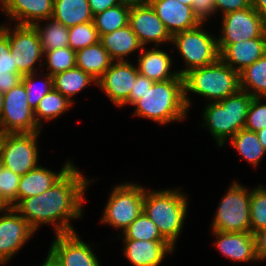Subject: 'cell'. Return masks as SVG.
<instances>
[{
    "label": "cell",
    "mask_w": 266,
    "mask_h": 266,
    "mask_svg": "<svg viewBox=\"0 0 266 266\" xmlns=\"http://www.w3.org/2000/svg\"><path fill=\"white\" fill-rule=\"evenodd\" d=\"M22 74H8L0 76V91L6 92L16 87L22 80Z\"/></svg>",
    "instance_id": "cell-46"
},
{
    "label": "cell",
    "mask_w": 266,
    "mask_h": 266,
    "mask_svg": "<svg viewBox=\"0 0 266 266\" xmlns=\"http://www.w3.org/2000/svg\"><path fill=\"white\" fill-rule=\"evenodd\" d=\"M27 98L22 82L4 92L0 134L41 132V128L35 121L34 110L30 107Z\"/></svg>",
    "instance_id": "cell-10"
},
{
    "label": "cell",
    "mask_w": 266,
    "mask_h": 266,
    "mask_svg": "<svg viewBox=\"0 0 266 266\" xmlns=\"http://www.w3.org/2000/svg\"><path fill=\"white\" fill-rule=\"evenodd\" d=\"M21 176L12 170L0 168V200L6 207L13 208L17 204L18 185Z\"/></svg>",
    "instance_id": "cell-38"
},
{
    "label": "cell",
    "mask_w": 266,
    "mask_h": 266,
    "mask_svg": "<svg viewBox=\"0 0 266 266\" xmlns=\"http://www.w3.org/2000/svg\"><path fill=\"white\" fill-rule=\"evenodd\" d=\"M138 56V71L140 74L153 80L154 82L170 79H183L177 71L171 72V56L156 48L148 49L144 47L140 50Z\"/></svg>",
    "instance_id": "cell-23"
},
{
    "label": "cell",
    "mask_w": 266,
    "mask_h": 266,
    "mask_svg": "<svg viewBox=\"0 0 266 266\" xmlns=\"http://www.w3.org/2000/svg\"><path fill=\"white\" fill-rule=\"evenodd\" d=\"M251 6L262 16L266 23V0H250Z\"/></svg>",
    "instance_id": "cell-47"
},
{
    "label": "cell",
    "mask_w": 266,
    "mask_h": 266,
    "mask_svg": "<svg viewBox=\"0 0 266 266\" xmlns=\"http://www.w3.org/2000/svg\"><path fill=\"white\" fill-rule=\"evenodd\" d=\"M133 106L136 107L135 116L148 118L159 124L184 120L188 112L184 100V79L154 82Z\"/></svg>",
    "instance_id": "cell-2"
},
{
    "label": "cell",
    "mask_w": 266,
    "mask_h": 266,
    "mask_svg": "<svg viewBox=\"0 0 266 266\" xmlns=\"http://www.w3.org/2000/svg\"><path fill=\"white\" fill-rule=\"evenodd\" d=\"M251 190L234 182L221 199L212 221V230L221 232H251Z\"/></svg>",
    "instance_id": "cell-7"
},
{
    "label": "cell",
    "mask_w": 266,
    "mask_h": 266,
    "mask_svg": "<svg viewBox=\"0 0 266 266\" xmlns=\"http://www.w3.org/2000/svg\"><path fill=\"white\" fill-rule=\"evenodd\" d=\"M222 32L218 44H235L259 36H266V23L251 6L222 15Z\"/></svg>",
    "instance_id": "cell-12"
},
{
    "label": "cell",
    "mask_w": 266,
    "mask_h": 266,
    "mask_svg": "<svg viewBox=\"0 0 266 266\" xmlns=\"http://www.w3.org/2000/svg\"><path fill=\"white\" fill-rule=\"evenodd\" d=\"M100 42L114 62L126 61L124 57L143 48L129 24L114 32L102 35Z\"/></svg>",
    "instance_id": "cell-24"
},
{
    "label": "cell",
    "mask_w": 266,
    "mask_h": 266,
    "mask_svg": "<svg viewBox=\"0 0 266 266\" xmlns=\"http://www.w3.org/2000/svg\"><path fill=\"white\" fill-rule=\"evenodd\" d=\"M3 103H4V92L0 91V116L3 110Z\"/></svg>",
    "instance_id": "cell-51"
},
{
    "label": "cell",
    "mask_w": 266,
    "mask_h": 266,
    "mask_svg": "<svg viewBox=\"0 0 266 266\" xmlns=\"http://www.w3.org/2000/svg\"><path fill=\"white\" fill-rule=\"evenodd\" d=\"M240 89L252 97H266V54L240 72ZM250 90V91H249Z\"/></svg>",
    "instance_id": "cell-28"
},
{
    "label": "cell",
    "mask_w": 266,
    "mask_h": 266,
    "mask_svg": "<svg viewBox=\"0 0 266 266\" xmlns=\"http://www.w3.org/2000/svg\"><path fill=\"white\" fill-rule=\"evenodd\" d=\"M1 166H2V160H1V156H0V168H1Z\"/></svg>",
    "instance_id": "cell-54"
},
{
    "label": "cell",
    "mask_w": 266,
    "mask_h": 266,
    "mask_svg": "<svg viewBox=\"0 0 266 266\" xmlns=\"http://www.w3.org/2000/svg\"><path fill=\"white\" fill-rule=\"evenodd\" d=\"M76 67L98 80L114 62L102 43H98L76 51Z\"/></svg>",
    "instance_id": "cell-25"
},
{
    "label": "cell",
    "mask_w": 266,
    "mask_h": 266,
    "mask_svg": "<svg viewBox=\"0 0 266 266\" xmlns=\"http://www.w3.org/2000/svg\"><path fill=\"white\" fill-rule=\"evenodd\" d=\"M1 10L17 25H31L52 18L54 0H0Z\"/></svg>",
    "instance_id": "cell-19"
},
{
    "label": "cell",
    "mask_w": 266,
    "mask_h": 266,
    "mask_svg": "<svg viewBox=\"0 0 266 266\" xmlns=\"http://www.w3.org/2000/svg\"><path fill=\"white\" fill-rule=\"evenodd\" d=\"M169 189H145L143 211L156 224L162 237L175 248L187 214V195Z\"/></svg>",
    "instance_id": "cell-3"
},
{
    "label": "cell",
    "mask_w": 266,
    "mask_h": 266,
    "mask_svg": "<svg viewBox=\"0 0 266 266\" xmlns=\"http://www.w3.org/2000/svg\"><path fill=\"white\" fill-rule=\"evenodd\" d=\"M130 7L119 4L93 15V23L101 37L128 25Z\"/></svg>",
    "instance_id": "cell-32"
},
{
    "label": "cell",
    "mask_w": 266,
    "mask_h": 266,
    "mask_svg": "<svg viewBox=\"0 0 266 266\" xmlns=\"http://www.w3.org/2000/svg\"><path fill=\"white\" fill-rule=\"evenodd\" d=\"M73 103L69 101L59 91L52 89L39 102L34 111L35 121L42 128V120H55L65 111H67Z\"/></svg>",
    "instance_id": "cell-31"
},
{
    "label": "cell",
    "mask_w": 266,
    "mask_h": 266,
    "mask_svg": "<svg viewBox=\"0 0 266 266\" xmlns=\"http://www.w3.org/2000/svg\"><path fill=\"white\" fill-rule=\"evenodd\" d=\"M92 15L119 5V0H88Z\"/></svg>",
    "instance_id": "cell-45"
},
{
    "label": "cell",
    "mask_w": 266,
    "mask_h": 266,
    "mask_svg": "<svg viewBox=\"0 0 266 266\" xmlns=\"http://www.w3.org/2000/svg\"><path fill=\"white\" fill-rule=\"evenodd\" d=\"M9 28V44L14 64L22 74L37 73L35 65L44 57L37 30L31 25H15Z\"/></svg>",
    "instance_id": "cell-11"
},
{
    "label": "cell",
    "mask_w": 266,
    "mask_h": 266,
    "mask_svg": "<svg viewBox=\"0 0 266 266\" xmlns=\"http://www.w3.org/2000/svg\"><path fill=\"white\" fill-rule=\"evenodd\" d=\"M251 233L266 227V187L259 185L251 190L250 199Z\"/></svg>",
    "instance_id": "cell-35"
},
{
    "label": "cell",
    "mask_w": 266,
    "mask_h": 266,
    "mask_svg": "<svg viewBox=\"0 0 266 266\" xmlns=\"http://www.w3.org/2000/svg\"><path fill=\"white\" fill-rule=\"evenodd\" d=\"M72 166V162L68 161L61 168V171L56 173L38 165L36 168L22 175L18 185L17 203L21 199L42 194L51 188Z\"/></svg>",
    "instance_id": "cell-22"
},
{
    "label": "cell",
    "mask_w": 266,
    "mask_h": 266,
    "mask_svg": "<svg viewBox=\"0 0 266 266\" xmlns=\"http://www.w3.org/2000/svg\"><path fill=\"white\" fill-rule=\"evenodd\" d=\"M8 74H21L14 64L9 44V27L0 25V76Z\"/></svg>",
    "instance_id": "cell-39"
},
{
    "label": "cell",
    "mask_w": 266,
    "mask_h": 266,
    "mask_svg": "<svg viewBox=\"0 0 266 266\" xmlns=\"http://www.w3.org/2000/svg\"><path fill=\"white\" fill-rule=\"evenodd\" d=\"M43 52L45 58H47V61L43 64L48 65L50 71L47 73L51 76L76 67V51L69 46Z\"/></svg>",
    "instance_id": "cell-34"
},
{
    "label": "cell",
    "mask_w": 266,
    "mask_h": 266,
    "mask_svg": "<svg viewBox=\"0 0 266 266\" xmlns=\"http://www.w3.org/2000/svg\"><path fill=\"white\" fill-rule=\"evenodd\" d=\"M52 18L68 28L93 21L88 0H54Z\"/></svg>",
    "instance_id": "cell-26"
},
{
    "label": "cell",
    "mask_w": 266,
    "mask_h": 266,
    "mask_svg": "<svg viewBox=\"0 0 266 266\" xmlns=\"http://www.w3.org/2000/svg\"><path fill=\"white\" fill-rule=\"evenodd\" d=\"M217 240L215 247L228 259L235 262L258 261L255 254V239L251 232H221L212 230Z\"/></svg>",
    "instance_id": "cell-20"
},
{
    "label": "cell",
    "mask_w": 266,
    "mask_h": 266,
    "mask_svg": "<svg viewBox=\"0 0 266 266\" xmlns=\"http://www.w3.org/2000/svg\"><path fill=\"white\" fill-rule=\"evenodd\" d=\"M47 20L43 28L39 22L33 25L38 32L43 51L68 47L69 28L53 18Z\"/></svg>",
    "instance_id": "cell-30"
},
{
    "label": "cell",
    "mask_w": 266,
    "mask_h": 266,
    "mask_svg": "<svg viewBox=\"0 0 266 266\" xmlns=\"http://www.w3.org/2000/svg\"><path fill=\"white\" fill-rule=\"evenodd\" d=\"M202 25L200 23L193 29L172 36L175 48L186 62V68L177 71L182 77L193 69L212 65L220 59L217 38L202 29Z\"/></svg>",
    "instance_id": "cell-6"
},
{
    "label": "cell",
    "mask_w": 266,
    "mask_h": 266,
    "mask_svg": "<svg viewBox=\"0 0 266 266\" xmlns=\"http://www.w3.org/2000/svg\"><path fill=\"white\" fill-rule=\"evenodd\" d=\"M178 2H181L184 5H188L192 7L193 0H177Z\"/></svg>",
    "instance_id": "cell-52"
},
{
    "label": "cell",
    "mask_w": 266,
    "mask_h": 266,
    "mask_svg": "<svg viewBox=\"0 0 266 266\" xmlns=\"http://www.w3.org/2000/svg\"><path fill=\"white\" fill-rule=\"evenodd\" d=\"M73 165L51 188L39 195L21 199L13 208L36 231L42 224H53L55 234L75 232L71 219L82 216L84 193L88 184Z\"/></svg>",
    "instance_id": "cell-1"
},
{
    "label": "cell",
    "mask_w": 266,
    "mask_h": 266,
    "mask_svg": "<svg viewBox=\"0 0 266 266\" xmlns=\"http://www.w3.org/2000/svg\"><path fill=\"white\" fill-rule=\"evenodd\" d=\"M149 4L171 36L193 29L200 24L194 16L192 7L177 0H150Z\"/></svg>",
    "instance_id": "cell-18"
},
{
    "label": "cell",
    "mask_w": 266,
    "mask_h": 266,
    "mask_svg": "<svg viewBox=\"0 0 266 266\" xmlns=\"http://www.w3.org/2000/svg\"><path fill=\"white\" fill-rule=\"evenodd\" d=\"M122 236L123 239L166 241L144 211L128 226Z\"/></svg>",
    "instance_id": "cell-33"
},
{
    "label": "cell",
    "mask_w": 266,
    "mask_h": 266,
    "mask_svg": "<svg viewBox=\"0 0 266 266\" xmlns=\"http://www.w3.org/2000/svg\"><path fill=\"white\" fill-rule=\"evenodd\" d=\"M154 84V81L147 78L146 76L138 73L137 78L134 82V86L131 88V93L129 98L121 105L122 107L126 104L133 105L137 100L142 98V95L150 89V87Z\"/></svg>",
    "instance_id": "cell-41"
},
{
    "label": "cell",
    "mask_w": 266,
    "mask_h": 266,
    "mask_svg": "<svg viewBox=\"0 0 266 266\" xmlns=\"http://www.w3.org/2000/svg\"><path fill=\"white\" fill-rule=\"evenodd\" d=\"M138 73V67L128 61L113 62L97 80V85L113 104L121 106L129 98Z\"/></svg>",
    "instance_id": "cell-14"
},
{
    "label": "cell",
    "mask_w": 266,
    "mask_h": 266,
    "mask_svg": "<svg viewBox=\"0 0 266 266\" xmlns=\"http://www.w3.org/2000/svg\"><path fill=\"white\" fill-rule=\"evenodd\" d=\"M184 100L187 109L191 105L188 92L219 102L240 90V73L221 59L212 65L196 68L183 76Z\"/></svg>",
    "instance_id": "cell-4"
},
{
    "label": "cell",
    "mask_w": 266,
    "mask_h": 266,
    "mask_svg": "<svg viewBox=\"0 0 266 266\" xmlns=\"http://www.w3.org/2000/svg\"><path fill=\"white\" fill-rule=\"evenodd\" d=\"M218 49L220 59L240 73L266 54V36L243 40L235 44H218Z\"/></svg>",
    "instance_id": "cell-17"
},
{
    "label": "cell",
    "mask_w": 266,
    "mask_h": 266,
    "mask_svg": "<svg viewBox=\"0 0 266 266\" xmlns=\"http://www.w3.org/2000/svg\"><path fill=\"white\" fill-rule=\"evenodd\" d=\"M144 192L145 187L134 183L114 187L100 223L109 224L124 232L143 212Z\"/></svg>",
    "instance_id": "cell-8"
},
{
    "label": "cell",
    "mask_w": 266,
    "mask_h": 266,
    "mask_svg": "<svg viewBox=\"0 0 266 266\" xmlns=\"http://www.w3.org/2000/svg\"><path fill=\"white\" fill-rule=\"evenodd\" d=\"M128 24L143 47L150 42L157 47L161 43H172V36L150 4L131 7Z\"/></svg>",
    "instance_id": "cell-15"
},
{
    "label": "cell",
    "mask_w": 266,
    "mask_h": 266,
    "mask_svg": "<svg viewBox=\"0 0 266 266\" xmlns=\"http://www.w3.org/2000/svg\"><path fill=\"white\" fill-rule=\"evenodd\" d=\"M231 145L239 152V154L255 167L261 161L266 151L260 143L257 132L247 129L239 130L232 138Z\"/></svg>",
    "instance_id": "cell-29"
},
{
    "label": "cell",
    "mask_w": 266,
    "mask_h": 266,
    "mask_svg": "<svg viewBox=\"0 0 266 266\" xmlns=\"http://www.w3.org/2000/svg\"><path fill=\"white\" fill-rule=\"evenodd\" d=\"M41 266H63V264L49 251L46 260Z\"/></svg>",
    "instance_id": "cell-49"
},
{
    "label": "cell",
    "mask_w": 266,
    "mask_h": 266,
    "mask_svg": "<svg viewBox=\"0 0 266 266\" xmlns=\"http://www.w3.org/2000/svg\"><path fill=\"white\" fill-rule=\"evenodd\" d=\"M44 76V82H42V84H39V87H36V73L26 74L22 76L21 82L25 86L26 94L28 97L27 100L30 107L34 111L37 108L40 100L53 89V77L49 74Z\"/></svg>",
    "instance_id": "cell-37"
},
{
    "label": "cell",
    "mask_w": 266,
    "mask_h": 266,
    "mask_svg": "<svg viewBox=\"0 0 266 266\" xmlns=\"http://www.w3.org/2000/svg\"><path fill=\"white\" fill-rule=\"evenodd\" d=\"M4 213V214H3ZM0 216V264H6L31 238L35 230L14 209L7 207Z\"/></svg>",
    "instance_id": "cell-13"
},
{
    "label": "cell",
    "mask_w": 266,
    "mask_h": 266,
    "mask_svg": "<svg viewBox=\"0 0 266 266\" xmlns=\"http://www.w3.org/2000/svg\"><path fill=\"white\" fill-rule=\"evenodd\" d=\"M192 10L199 22L205 23L210 15H214L216 12L214 0H193Z\"/></svg>",
    "instance_id": "cell-42"
},
{
    "label": "cell",
    "mask_w": 266,
    "mask_h": 266,
    "mask_svg": "<svg viewBox=\"0 0 266 266\" xmlns=\"http://www.w3.org/2000/svg\"><path fill=\"white\" fill-rule=\"evenodd\" d=\"M214 5L216 12L220 9L223 15L251 7L250 0H214Z\"/></svg>",
    "instance_id": "cell-43"
},
{
    "label": "cell",
    "mask_w": 266,
    "mask_h": 266,
    "mask_svg": "<svg viewBox=\"0 0 266 266\" xmlns=\"http://www.w3.org/2000/svg\"><path fill=\"white\" fill-rule=\"evenodd\" d=\"M7 207L3 204V202L0 200V214L2 212H4V210L6 209Z\"/></svg>",
    "instance_id": "cell-53"
},
{
    "label": "cell",
    "mask_w": 266,
    "mask_h": 266,
    "mask_svg": "<svg viewBox=\"0 0 266 266\" xmlns=\"http://www.w3.org/2000/svg\"><path fill=\"white\" fill-rule=\"evenodd\" d=\"M75 232L57 234L49 251L63 266H100L96 254Z\"/></svg>",
    "instance_id": "cell-16"
},
{
    "label": "cell",
    "mask_w": 266,
    "mask_h": 266,
    "mask_svg": "<svg viewBox=\"0 0 266 266\" xmlns=\"http://www.w3.org/2000/svg\"><path fill=\"white\" fill-rule=\"evenodd\" d=\"M53 77V89L59 91L73 104L72 97L79 93L82 89L91 85V83L97 84V80L90 74L84 72L80 68L69 69L60 73H57Z\"/></svg>",
    "instance_id": "cell-27"
},
{
    "label": "cell",
    "mask_w": 266,
    "mask_h": 266,
    "mask_svg": "<svg viewBox=\"0 0 266 266\" xmlns=\"http://www.w3.org/2000/svg\"><path fill=\"white\" fill-rule=\"evenodd\" d=\"M262 97H253L246 117L245 129L258 132L266 128V104ZM266 99V97H265Z\"/></svg>",
    "instance_id": "cell-40"
},
{
    "label": "cell",
    "mask_w": 266,
    "mask_h": 266,
    "mask_svg": "<svg viewBox=\"0 0 266 266\" xmlns=\"http://www.w3.org/2000/svg\"><path fill=\"white\" fill-rule=\"evenodd\" d=\"M36 133L0 134L2 166L22 176L38 166V143Z\"/></svg>",
    "instance_id": "cell-9"
},
{
    "label": "cell",
    "mask_w": 266,
    "mask_h": 266,
    "mask_svg": "<svg viewBox=\"0 0 266 266\" xmlns=\"http://www.w3.org/2000/svg\"><path fill=\"white\" fill-rule=\"evenodd\" d=\"M150 0H119V3L128 7L148 5Z\"/></svg>",
    "instance_id": "cell-48"
},
{
    "label": "cell",
    "mask_w": 266,
    "mask_h": 266,
    "mask_svg": "<svg viewBox=\"0 0 266 266\" xmlns=\"http://www.w3.org/2000/svg\"><path fill=\"white\" fill-rule=\"evenodd\" d=\"M252 96L239 90L219 102H211L204 109V124L219 146L232 138L239 130L245 128L248 109Z\"/></svg>",
    "instance_id": "cell-5"
},
{
    "label": "cell",
    "mask_w": 266,
    "mask_h": 266,
    "mask_svg": "<svg viewBox=\"0 0 266 266\" xmlns=\"http://www.w3.org/2000/svg\"><path fill=\"white\" fill-rule=\"evenodd\" d=\"M124 256L134 266H159L174 251L167 241L123 239Z\"/></svg>",
    "instance_id": "cell-21"
},
{
    "label": "cell",
    "mask_w": 266,
    "mask_h": 266,
    "mask_svg": "<svg viewBox=\"0 0 266 266\" xmlns=\"http://www.w3.org/2000/svg\"><path fill=\"white\" fill-rule=\"evenodd\" d=\"M68 34L69 47L75 51L94 45L100 41V36L93 21L70 27Z\"/></svg>",
    "instance_id": "cell-36"
},
{
    "label": "cell",
    "mask_w": 266,
    "mask_h": 266,
    "mask_svg": "<svg viewBox=\"0 0 266 266\" xmlns=\"http://www.w3.org/2000/svg\"><path fill=\"white\" fill-rule=\"evenodd\" d=\"M253 234L257 260H266V227L254 232Z\"/></svg>",
    "instance_id": "cell-44"
},
{
    "label": "cell",
    "mask_w": 266,
    "mask_h": 266,
    "mask_svg": "<svg viewBox=\"0 0 266 266\" xmlns=\"http://www.w3.org/2000/svg\"><path fill=\"white\" fill-rule=\"evenodd\" d=\"M258 139L263 145L264 150L266 151V128L257 132Z\"/></svg>",
    "instance_id": "cell-50"
}]
</instances>
